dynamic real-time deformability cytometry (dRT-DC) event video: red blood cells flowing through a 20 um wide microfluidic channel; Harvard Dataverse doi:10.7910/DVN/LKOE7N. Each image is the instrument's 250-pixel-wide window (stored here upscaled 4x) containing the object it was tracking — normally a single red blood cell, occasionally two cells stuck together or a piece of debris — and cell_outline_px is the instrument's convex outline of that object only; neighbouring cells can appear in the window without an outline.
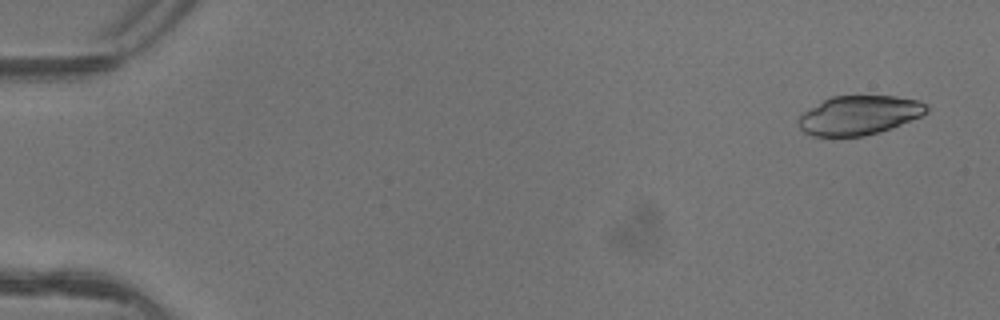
{"species": "common noctule bat (a hibernating species)", "species_latin": "Nyctalus noctula", "temperature_condition": "warm", "stored_images_in_passage": 4, "camera_frame_rate_fps": 3000, "um_per_image_px": 0.085, "animal": {"sex": "female"}, "frame": {"image": 1, "passage_image": 1, "time_ms": 0.0, "image_size_px": [1000, 320], "cell_outline_px": [[928, 112], [920, 116], [892, 128], [864, 136], [812, 136], [804, 132], [800, 128], [800, 116], [804, 112], [824, 100], [832, 96], [896, 96], [916, 100], [924, 104], [928, 108]], "centroid_in_image_um": [73.03, 9.8], "position_along_channel_um": 12.0, "area_um2": 28.78}}
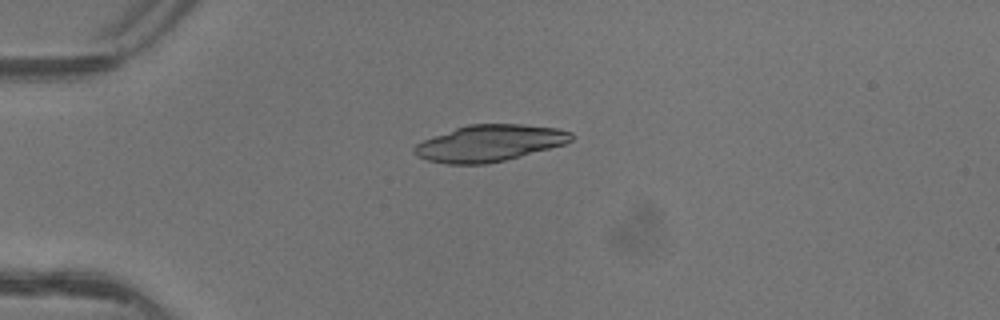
{"frame": {"image": 2, "passage_image": 4, "time_ms": 1.0, "image_size_px": [1000, 320], "cell_outline_px": [[572, 140], [564, 144], [520, 156], [504, 160], [484, 164], [448, 164], [428, 160], [416, 156], [412, 152], [412, 148], [416, 144], [424, 140], [456, 128], [468, 124], [524, 124], [556, 128], [572, 132]], "centroid_in_image_um": [41.59, 12.17], "position_along_channel_um": 43.4, "area_um2": 33.12}}